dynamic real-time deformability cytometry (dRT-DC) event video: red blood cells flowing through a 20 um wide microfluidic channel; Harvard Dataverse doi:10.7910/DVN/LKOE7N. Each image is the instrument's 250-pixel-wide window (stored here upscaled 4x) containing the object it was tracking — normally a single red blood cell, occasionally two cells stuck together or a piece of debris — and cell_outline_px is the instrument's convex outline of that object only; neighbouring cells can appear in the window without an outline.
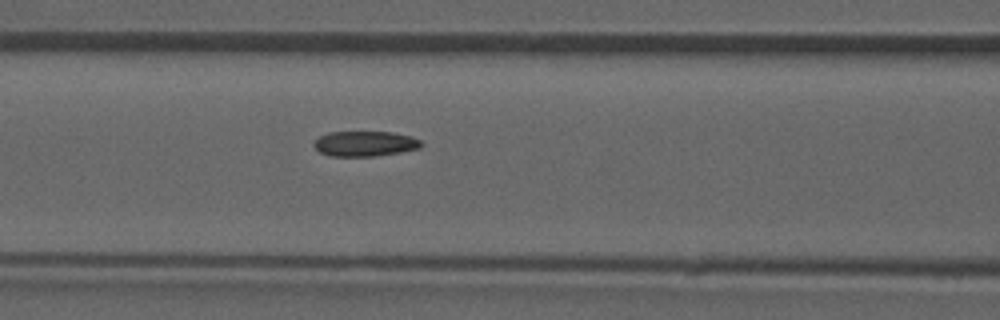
{"species": "common noctule bat (a hibernating species)", "species_latin": "Nyctalus noctula", "temperature_condition": "room temperature", "stored_images_in_passage": 38, "camera_frame_rate_fps": 3000, "um_per_image_px": 0.085, "animal": {"sex": "male", "forearm_length_mm": 52.5}, "frame": {"image": 1, "passage_image": 12, "time_ms": 3.667, "image_size_px": [1000, 320], "cell_outline_px": [[424, 144], [420, 148], [400, 152], [376, 156], [328, 156], [320, 152], [312, 144], [320, 136], [328, 132], [392, 132], [412, 136], [420, 140]], "centroid_in_image_um": [31.04, 12.21], "position_along_channel_um": 135.6, "area_um2": 15.84}, "authors_computed_cell_mechanics": {"area_um2": 16.5019, "velocity_mm_per_s": 3.9614, "shape_relaxation_time_tau1_ms": null, "shape_relaxation_time_tau2_ms": 2.4767, "deformation_change_tau1": null, "deformation_change_tau2": 0.0713}}